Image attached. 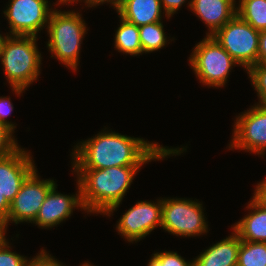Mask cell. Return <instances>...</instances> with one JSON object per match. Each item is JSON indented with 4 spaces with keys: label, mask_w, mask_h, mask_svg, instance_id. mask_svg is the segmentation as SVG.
<instances>
[{
    "label": "cell",
    "mask_w": 266,
    "mask_h": 266,
    "mask_svg": "<svg viewBox=\"0 0 266 266\" xmlns=\"http://www.w3.org/2000/svg\"><path fill=\"white\" fill-rule=\"evenodd\" d=\"M141 166L73 169L81 188L84 211L111 216L120 206Z\"/></svg>",
    "instance_id": "cell-2"
},
{
    "label": "cell",
    "mask_w": 266,
    "mask_h": 266,
    "mask_svg": "<svg viewBox=\"0 0 266 266\" xmlns=\"http://www.w3.org/2000/svg\"><path fill=\"white\" fill-rule=\"evenodd\" d=\"M120 18V26L117 28L114 37V46L118 52L139 56L142 54V47L139 37V27Z\"/></svg>",
    "instance_id": "cell-18"
},
{
    "label": "cell",
    "mask_w": 266,
    "mask_h": 266,
    "mask_svg": "<svg viewBox=\"0 0 266 266\" xmlns=\"http://www.w3.org/2000/svg\"><path fill=\"white\" fill-rule=\"evenodd\" d=\"M163 27L161 21L139 26L142 54L158 51L167 44L169 40H167Z\"/></svg>",
    "instance_id": "cell-20"
},
{
    "label": "cell",
    "mask_w": 266,
    "mask_h": 266,
    "mask_svg": "<svg viewBox=\"0 0 266 266\" xmlns=\"http://www.w3.org/2000/svg\"><path fill=\"white\" fill-rule=\"evenodd\" d=\"M10 97H0V123L9 128L13 133H15L16 125L13 122H9L7 117L12 114L14 107L10 101Z\"/></svg>",
    "instance_id": "cell-27"
},
{
    "label": "cell",
    "mask_w": 266,
    "mask_h": 266,
    "mask_svg": "<svg viewBox=\"0 0 266 266\" xmlns=\"http://www.w3.org/2000/svg\"><path fill=\"white\" fill-rule=\"evenodd\" d=\"M48 3V0H10L3 11L9 23V34L38 36L39 31L47 29L54 10Z\"/></svg>",
    "instance_id": "cell-8"
},
{
    "label": "cell",
    "mask_w": 266,
    "mask_h": 266,
    "mask_svg": "<svg viewBox=\"0 0 266 266\" xmlns=\"http://www.w3.org/2000/svg\"><path fill=\"white\" fill-rule=\"evenodd\" d=\"M201 202L186 198H162L161 228L173 235L195 237L208 232Z\"/></svg>",
    "instance_id": "cell-6"
},
{
    "label": "cell",
    "mask_w": 266,
    "mask_h": 266,
    "mask_svg": "<svg viewBox=\"0 0 266 266\" xmlns=\"http://www.w3.org/2000/svg\"><path fill=\"white\" fill-rule=\"evenodd\" d=\"M126 0H90L87 4L88 8L89 7H96L99 6V5H103V3H110L112 4L111 6H113L115 8V10L117 11V9L125 2Z\"/></svg>",
    "instance_id": "cell-31"
},
{
    "label": "cell",
    "mask_w": 266,
    "mask_h": 266,
    "mask_svg": "<svg viewBox=\"0 0 266 266\" xmlns=\"http://www.w3.org/2000/svg\"><path fill=\"white\" fill-rule=\"evenodd\" d=\"M35 169L23 182L19 192L10 203V210L5 221L6 227L10 223H33L39 213L48 192L56 184L54 180H41Z\"/></svg>",
    "instance_id": "cell-9"
},
{
    "label": "cell",
    "mask_w": 266,
    "mask_h": 266,
    "mask_svg": "<svg viewBox=\"0 0 266 266\" xmlns=\"http://www.w3.org/2000/svg\"><path fill=\"white\" fill-rule=\"evenodd\" d=\"M6 229L5 221L0 217V241L6 238Z\"/></svg>",
    "instance_id": "cell-34"
},
{
    "label": "cell",
    "mask_w": 266,
    "mask_h": 266,
    "mask_svg": "<svg viewBox=\"0 0 266 266\" xmlns=\"http://www.w3.org/2000/svg\"><path fill=\"white\" fill-rule=\"evenodd\" d=\"M53 257L54 256H51V254L49 255L45 249H42L34 258L27 260L25 266H65Z\"/></svg>",
    "instance_id": "cell-26"
},
{
    "label": "cell",
    "mask_w": 266,
    "mask_h": 266,
    "mask_svg": "<svg viewBox=\"0 0 266 266\" xmlns=\"http://www.w3.org/2000/svg\"><path fill=\"white\" fill-rule=\"evenodd\" d=\"M237 15L256 30H266V0H239Z\"/></svg>",
    "instance_id": "cell-19"
},
{
    "label": "cell",
    "mask_w": 266,
    "mask_h": 266,
    "mask_svg": "<svg viewBox=\"0 0 266 266\" xmlns=\"http://www.w3.org/2000/svg\"><path fill=\"white\" fill-rule=\"evenodd\" d=\"M119 17L136 26L162 21L160 0H126L118 9Z\"/></svg>",
    "instance_id": "cell-16"
},
{
    "label": "cell",
    "mask_w": 266,
    "mask_h": 266,
    "mask_svg": "<svg viewBox=\"0 0 266 266\" xmlns=\"http://www.w3.org/2000/svg\"><path fill=\"white\" fill-rule=\"evenodd\" d=\"M258 63H266V30H261L259 35Z\"/></svg>",
    "instance_id": "cell-30"
},
{
    "label": "cell",
    "mask_w": 266,
    "mask_h": 266,
    "mask_svg": "<svg viewBox=\"0 0 266 266\" xmlns=\"http://www.w3.org/2000/svg\"><path fill=\"white\" fill-rule=\"evenodd\" d=\"M9 245L6 238L0 241V266H25L28 258L12 252Z\"/></svg>",
    "instance_id": "cell-23"
},
{
    "label": "cell",
    "mask_w": 266,
    "mask_h": 266,
    "mask_svg": "<svg viewBox=\"0 0 266 266\" xmlns=\"http://www.w3.org/2000/svg\"><path fill=\"white\" fill-rule=\"evenodd\" d=\"M188 61L200 83L216 88L226 85L231 69L238 65L213 36L198 42Z\"/></svg>",
    "instance_id": "cell-5"
},
{
    "label": "cell",
    "mask_w": 266,
    "mask_h": 266,
    "mask_svg": "<svg viewBox=\"0 0 266 266\" xmlns=\"http://www.w3.org/2000/svg\"><path fill=\"white\" fill-rule=\"evenodd\" d=\"M187 5L208 27L206 36L214 35L236 14V0H189ZM236 5V6H235Z\"/></svg>",
    "instance_id": "cell-14"
},
{
    "label": "cell",
    "mask_w": 266,
    "mask_h": 266,
    "mask_svg": "<svg viewBox=\"0 0 266 266\" xmlns=\"http://www.w3.org/2000/svg\"><path fill=\"white\" fill-rule=\"evenodd\" d=\"M162 199L154 201H138L117 221L116 229L128 242H136L145 238L161 227Z\"/></svg>",
    "instance_id": "cell-11"
},
{
    "label": "cell",
    "mask_w": 266,
    "mask_h": 266,
    "mask_svg": "<svg viewBox=\"0 0 266 266\" xmlns=\"http://www.w3.org/2000/svg\"><path fill=\"white\" fill-rule=\"evenodd\" d=\"M86 23L80 12L54 9L51 13L47 32L50 38L47 48L58 61L77 71L81 43L87 34Z\"/></svg>",
    "instance_id": "cell-4"
},
{
    "label": "cell",
    "mask_w": 266,
    "mask_h": 266,
    "mask_svg": "<svg viewBox=\"0 0 266 266\" xmlns=\"http://www.w3.org/2000/svg\"><path fill=\"white\" fill-rule=\"evenodd\" d=\"M260 31L237 14L212 35L246 71L258 63Z\"/></svg>",
    "instance_id": "cell-7"
},
{
    "label": "cell",
    "mask_w": 266,
    "mask_h": 266,
    "mask_svg": "<svg viewBox=\"0 0 266 266\" xmlns=\"http://www.w3.org/2000/svg\"><path fill=\"white\" fill-rule=\"evenodd\" d=\"M8 37V35L6 34V36H2V34H0V52L3 48V44H4V41L5 39Z\"/></svg>",
    "instance_id": "cell-36"
},
{
    "label": "cell",
    "mask_w": 266,
    "mask_h": 266,
    "mask_svg": "<svg viewBox=\"0 0 266 266\" xmlns=\"http://www.w3.org/2000/svg\"><path fill=\"white\" fill-rule=\"evenodd\" d=\"M237 266H266V243L241 240Z\"/></svg>",
    "instance_id": "cell-21"
},
{
    "label": "cell",
    "mask_w": 266,
    "mask_h": 266,
    "mask_svg": "<svg viewBox=\"0 0 266 266\" xmlns=\"http://www.w3.org/2000/svg\"><path fill=\"white\" fill-rule=\"evenodd\" d=\"M241 239L233 230L225 239L213 244L193 260V266H237Z\"/></svg>",
    "instance_id": "cell-15"
},
{
    "label": "cell",
    "mask_w": 266,
    "mask_h": 266,
    "mask_svg": "<svg viewBox=\"0 0 266 266\" xmlns=\"http://www.w3.org/2000/svg\"><path fill=\"white\" fill-rule=\"evenodd\" d=\"M251 210L232 226L241 240L266 243V209L254 199L246 207Z\"/></svg>",
    "instance_id": "cell-17"
},
{
    "label": "cell",
    "mask_w": 266,
    "mask_h": 266,
    "mask_svg": "<svg viewBox=\"0 0 266 266\" xmlns=\"http://www.w3.org/2000/svg\"><path fill=\"white\" fill-rule=\"evenodd\" d=\"M13 134L9 128L0 123V158L12 154L20 147Z\"/></svg>",
    "instance_id": "cell-24"
},
{
    "label": "cell",
    "mask_w": 266,
    "mask_h": 266,
    "mask_svg": "<svg viewBox=\"0 0 266 266\" xmlns=\"http://www.w3.org/2000/svg\"><path fill=\"white\" fill-rule=\"evenodd\" d=\"M30 152L19 147L0 158V193L11 203L26 178L37 169Z\"/></svg>",
    "instance_id": "cell-12"
},
{
    "label": "cell",
    "mask_w": 266,
    "mask_h": 266,
    "mask_svg": "<svg viewBox=\"0 0 266 266\" xmlns=\"http://www.w3.org/2000/svg\"><path fill=\"white\" fill-rule=\"evenodd\" d=\"M99 132L95 137L74 146L70 155L73 169H106L117 166H142L167 156L181 155L187 149L168 148L111 130ZM172 154V155H171Z\"/></svg>",
    "instance_id": "cell-1"
},
{
    "label": "cell",
    "mask_w": 266,
    "mask_h": 266,
    "mask_svg": "<svg viewBox=\"0 0 266 266\" xmlns=\"http://www.w3.org/2000/svg\"><path fill=\"white\" fill-rule=\"evenodd\" d=\"M147 266H166V263H162V261L155 254H153Z\"/></svg>",
    "instance_id": "cell-33"
},
{
    "label": "cell",
    "mask_w": 266,
    "mask_h": 266,
    "mask_svg": "<svg viewBox=\"0 0 266 266\" xmlns=\"http://www.w3.org/2000/svg\"><path fill=\"white\" fill-rule=\"evenodd\" d=\"M229 149H240L257 155L266 151V106L255 104L235 119Z\"/></svg>",
    "instance_id": "cell-10"
},
{
    "label": "cell",
    "mask_w": 266,
    "mask_h": 266,
    "mask_svg": "<svg viewBox=\"0 0 266 266\" xmlns=\"http://www.w3.org/2000/svg\"><path fill=\"white\" fill-rule=\"evenodd\" d=\"M76 183H78V191L74 195H65L57 192V184H55L48 192L33 223L42 229L52 228L69 218L74 208L76 209L77 207L78 209L80 207L81 211L84 210L78 180Z\"/></svg>",
    "instance_id": "cell-13"
},
{
    "label": "cell",
    "mask_w": 266,
    "mask_h": 266,
    "mask_svg": "<svg viewBox=\"0 0 266 266\" xmlns=\"http://www.w3.org/2000/svg\"><path fill=\"white\" fill-rule=\"evenodd\" d=\"M80 266H94V265H91L88 262L87 263L85 262V263L81 264Z\"/></svg>",
    "instance_id": "cell-37"
},
{
    "label": "cell",
    "mask_w": 266,
    "mask_h": 266,
    "mask_svg": "<svg viewBox=\"0 0 266 266\" xmlns=\"http://www.w3.org/2000/svg\"><path fill=\"white\" fill-rule=\"evenodd\" d=\"M188 0H160L163 12L167 19L173 17V15L181 8V6Z\"/></svg>",
    "instance_id": "cell-28"
},
{
    "label": "cell",
    "mask_w": 266,
    "mask_h": 266,
    "mask_svg": "<svg viewBox=\"0 0 266 266\" xmlns=\"http://www.w3.org/2000/svg\"><path fill=\"white\" fill-rule=\"evenodd\" d=\"M78 1H81V2L84 1V3L87 4L90 0H58L57 2H59V3H56V4L57 5H60V4L61 5L66 4L67 5L68 3L74 4V2H76V4H77Z\"/></svg>",
    "instance_id": "cell-35"
},
{
    "label": "cell",
    "mask_w": 266,
    "mask_h": 266,
    "mask_svg": "<svg viewBox=\"0 0 266 266\" xmlns=\"http://www.w3.org/2000/svg\"><path fill=\"white\" fill-rule=\"evenodd\" d=\"M253 199L263 208L266 209V178L257 183L254 190Z\"/></svg>",
    "instance_id": "cell-29"
},
{
    "label": "cell",
    "mask_w": 266,
    "mask_h": 266,
    "mask_svg": "<svg viewBox=\"0 0 266 266\" xmlns=\"http://www.w3.org/2000/svg\"><path fill=\"white\" fill-rule=\"evenodd\" d=\"M162 263H166V266H193L192 261H186L182 256L176 252L164 251L154 253Z\"/></svg>",
    "instance_id": "cell-25"
},
{
    "label": "cell",
    "mask_w": 266,
    "mask_h": 266,
    "mask_svg": "<svg viewBox=\"0 0 266 266\" xmlns=\"http://www.w3.org/2000/svg\"><path fill=\"white\" fill-rule=\"evenodd\" d=\"M250 82L257 91L259 105L266 106V63H257L247 70Z\"/></svg>",
    "instance_id": "cell-22"
},
{
    "label": "cell",
    "mask_w": 266,
    "mask_h": 266,
    "mask_svg": "<svg viewBox=\"0 0 266 266\" xmlns=\"http://www.w3.org/2000/svg\"><path fill=\"white\" fill-rule=\"evenodd\" d=\"M10 210V203L7 199L0 193V217L6 221Z\"/></svg>",
    "instance_id": "cell-32"
},
{
    "label": "cell",
    "mask_w": 266,
    "mask_h": 266,
    "mask_svg": "<svg viewBox=\"0 0 266 266\" xmlns=\"http://www.w3.org/2000/svg\"><path fill=\"white\" fill-rule=\"evenodd\" d=\"M37 36L9 35L0 52L1 64L12 91L20 96L39 77L41 53Z\"/></svg>",
    "instance_id": "cell-3"
}]
</instances>
